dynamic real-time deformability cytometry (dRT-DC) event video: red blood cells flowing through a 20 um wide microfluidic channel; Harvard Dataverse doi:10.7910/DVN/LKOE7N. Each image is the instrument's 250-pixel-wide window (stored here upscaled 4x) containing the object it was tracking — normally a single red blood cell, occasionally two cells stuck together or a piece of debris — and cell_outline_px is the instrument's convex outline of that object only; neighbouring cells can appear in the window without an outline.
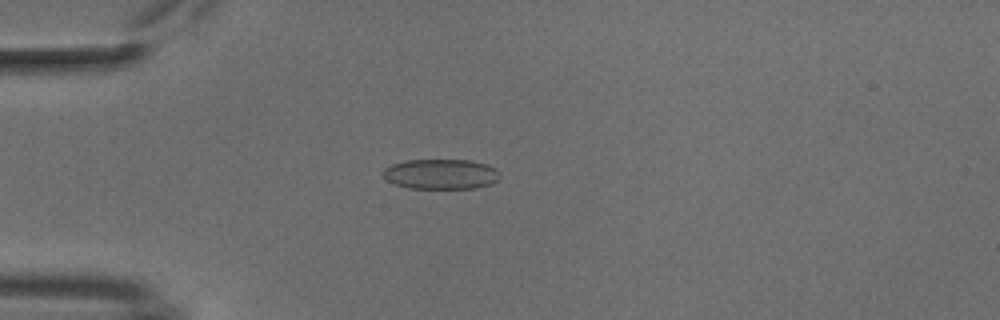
{"species": "common noctule bat (a hibernating species)", "species_latin": "Nyctalus noctula", "temperature_condition": "cold", "stored_images_in_passage": 44, "camera_frame_rate_fps": 3000, "um_per_image_px": 0.085, "animal": {"sex": "male", "body_mass_g": 18.8}, "frame": {"image": 1, "passage_image": 5, "time_ms": 1.333, "image_size_px": [1000, 320], "cell_outline_px": [[500, 176], [492, 184], [476, 188], [408, 188], [396, 184], [388, 180], [380, 172], [384, 168], [392, 164], [404, 160], [468, 160], [488, 164], [496, 168]], "centroid_in_image_um": [37.48, 14.79], "position_along_channel_um": 47.5, "area_um2": 20.58}}
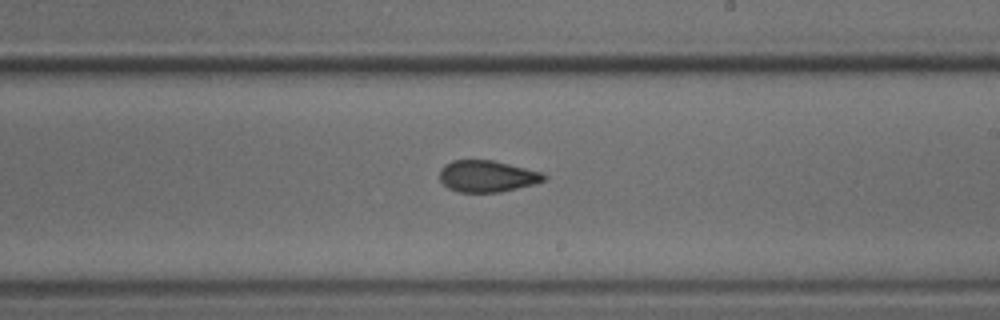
{"frame": {"image": 2, "passage_image": 22, "time_ms": 7.0, "image_size_px": [1000, 320], "cell_outline_px": [[548, 176], [544, 180], [532, 184], [500, 192], [460, 192], [448, 188], [440, 180], [440, 168], [444, 164], [452, 160], [492, 160], [544, 172]], "centroid_in_image_um": [41.4, 14.97], "position_along_channel_um": 247.6, "area_um2": 19.19}}
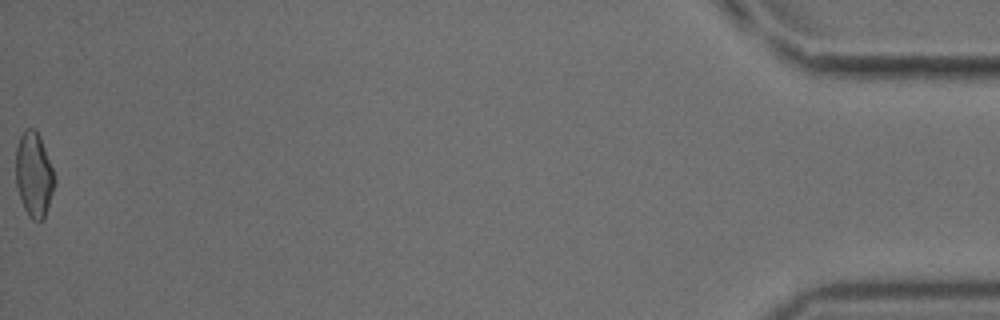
{"frame": {"image": 3, "passage_image": 44, "time_ms": 14.333, "image_size_px": [1000, 320], "cell_outline_px": [[56, 180], [44, 220], [32, 220], [28, 216], [24, 208], [16, 184], [16, 148], [20, 136], [28, 128], [36, 128], [40, 136], [52, 168]], "centroid_in_image_um": [2.88, 14.85], "position_along_channel_um": 432.3, "area_um2": 19.02}, "authors_computed_cell_mechanics": {"area_um2": 19.2185, "velocity_mm_per_s": 3.8202, "shape_relaxation_time_tau1_ms": null, "shape_relaxation_time_tau2_ms": 2.0338, "deformation_change_tau1": null, "deformation_change_tau2": 0.076}}